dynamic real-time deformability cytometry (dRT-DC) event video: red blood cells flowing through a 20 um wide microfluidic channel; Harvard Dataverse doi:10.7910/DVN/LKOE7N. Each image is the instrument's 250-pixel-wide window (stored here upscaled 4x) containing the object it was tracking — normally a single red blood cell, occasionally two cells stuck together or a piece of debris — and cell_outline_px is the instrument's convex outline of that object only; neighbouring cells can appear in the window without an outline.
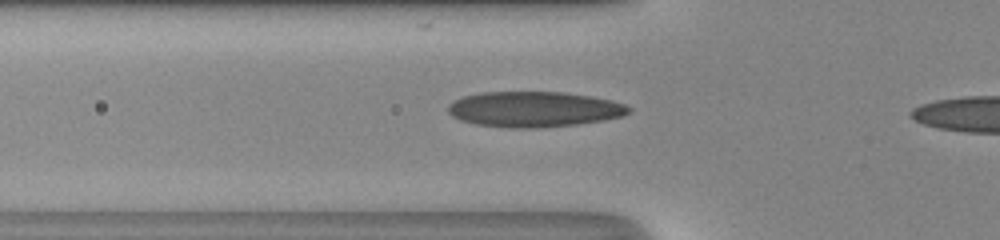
{"species": "human", "species_latin": "Homo sapiens", "temperature_condition": "room temperature", "stored_images_in_passage": 28, "camera_frame_rate_fps": 3000, "um_per_image_px": 0.085, "donor": {"sex": "male"}, "frame": {"image": 1, "passage_image": 3, "time_ms": 0.667, "image_size_px": [1000, 240], "cell_outline_px": [[632, 108], [624, 116], [604, 120], [576, 124], [540, 128], [512, 128], [476, 124], [460, 120], [452, 116], [448, 112], [448, 104], [464, 96], [484, 92], [564, 92], [612, 100], [624, 104]], "centroid_in_image_um": [45.4, 9.29], "position_along_channel_um": 80.4, "area_um2": 37.28}}
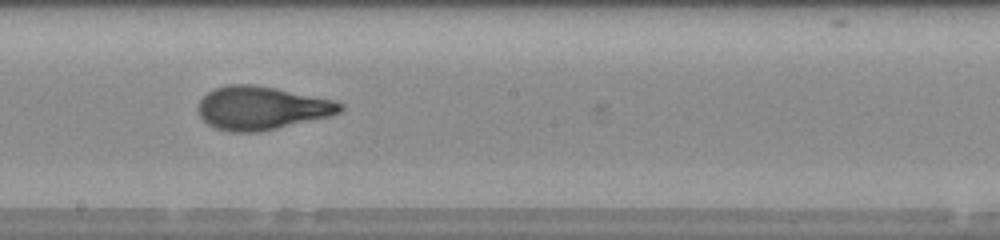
{"frame": {"image": 2, "passage_image": 13, "time_ms": 4.0, "image_size_px": [1000, 240], "cell_outline_px": [[344, 108], [340, 112], [328, 116], [260, 132], [228, 132], [216, 128], [208, 124], [200, 116], [196, 108], [196, 104], [208, 92], [216, 88], [228, 84], [252, 84], [276, 88], [332, 100], [344, 104]], "centroid_in_image_um": [22.18, 9.18], "position_along_channel_um": 226.0, "area_um2": 35.72}}
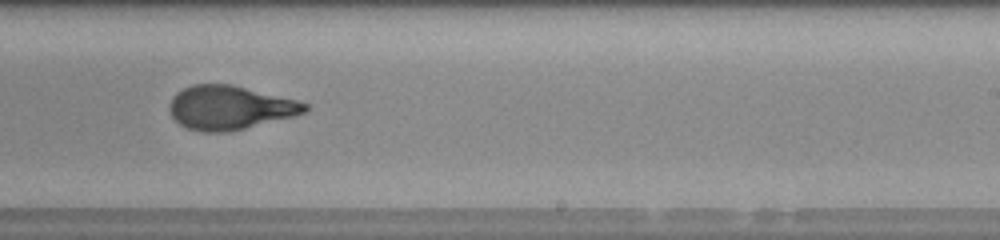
{"frame": {"image": 3, "passage_image": 16, "time_ms": 5.0, "image_size_px": [1000, 240], "cell_outline_px": [[308, 112], [228, 132], [204, 132], [188, 128], [180, 124], [172, 116], [168, 108], [168, 104], [172, 96], [176, 92], [192, 84], [232, 84], [296, 100], [308, 104]], "centroid_in_image_um": [19.49, 9.14], "position_along_channel_um": 269.5, "area_um2": 34.45}, "authors_computed_cell_mechanics": {"area_um2": 35.1713, "velocity_mm_per_s": 4.3637, "shape_relaxation_time_tau1_ms": 5.8805, "shape_relaxation_time_tau2_ms": 0.568, "deformation_change_tau1": 0.2614, "deformation_change_tau2": 0.0688}}